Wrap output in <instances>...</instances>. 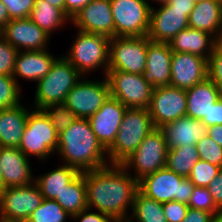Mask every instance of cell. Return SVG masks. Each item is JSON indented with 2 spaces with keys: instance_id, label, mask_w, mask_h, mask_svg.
Wrapping results in <instances>:
<instances>
[{
  "instance_id": "23",
  "label": "cell",
  "mask_w": 222,
  "mask_h": 222,
  "mask_svg": "<svg viewBox=\"0 0 222 222\" xmlns=\"http://www.w3.org/2000/svg\"><path fill=\"white\" fill-rule=\"evenodd\" d=\"M207 126L198 119L182 116L179 119L159 128L165 137L169 148L196 145L207 135Z\"/></svg>"
},
{
  "instance_id": "12",
  "label": "cell",
  "mask_w": 222,
  "mask_h": 222,
  "mask_svg": "<svg viewBox=\"0 0 222 222\" xmlns=\"http://www.w3.org/2000/svg\"><path fill=\"white\" fill-rule=\"evenodd\" d=\"M84 79L81 78L69 91L64 103L77 118L88 119L109 99L110 88L106 77L102 81Z\"/></svg>"
},
{
  "instance_id": "29",
  "label": "cell",
  "mask_w": 222,
  "mask_h": 222,
  "mask_svg": "<svg viewBox=\"0 0 222 222\" xmlns=\"http://www.w3.org/2000/svg\"><path fill=\"white\" fill-rule=\"evenodd\" d=\"M29 18L49 36L55 29H60L67 24L66 22H71V19L60 8L50 5L45 0H35V6Z\"/></svg>"
},
{
  "instance_id": "34",
  "label": "cell",
  "mask_w": 222,
  "mask_h": 222,
  "mask_svg": "<svg viewBox=\"0 0 222 222\" xmlns=\"http://www.w3.org/2000/svg\"><path fill=\"white\" fill-rule=\"evenodd\" d=\"M21 88L13 76L0 74V109H8L21 104Z\"/></svg>"
},
{
  "instance_id": "14",
  "label": "cell",
  "mask_w": 222,
  "mask_h": 222,
  "mask_svg": "<svg viewBox=\"0 0 222 222\" xmlns=\"http://www.w3.org/2000/svg\"><path fill=\"white\" fill-rule=\"evenodd\" d=\"M187 96L186 90L173 86L155 87L148 112L152 117L155 128L186 116Z\"/></svg>"
},
{
  "instance_id": "39",
  "label": "cell",
  "mask_w": 222,
  "mask_h": 222,
  "mask_svg": "<svg viewBox=\"0 0 222 222\" xmlns=\"http://www.w3.org/2000/svg\"><path fill=\"white\" fill-rule=\"evenodd\" d=\"M208 78L222 92V40H217L208 59Z\"/></svg>"
},
{
  "instance_id": "41",
  "label": "cell",
  "mask_w": 222,
  "mask_h": 222,
  "mask_svg": "<svg viewBox=\"0 0 222 222\" xmlns=\"http://www.w3.org/2000/svg\"><path fill=\"white\" fill-rule=\"evenodd\" d=\"M6 7L10 20L29 18L35 0H0Z\"/></svg>"
},
{
  "instance_id": "35",
  "label": "cell",
  "mask_w": 222,
  "mask_h": 222,
  "mask_svg": "<svg viewBox=\"0 0 222 222\" xmlns=\"http://www.w3.org/2000/svg\"><path fill=\"white\" fill-rule=\"evenodd\" d=\"M49 117L58 134L68 128L77 116L67 108L65 103L51 104L42 109Z\"/></svg>"
},
{
  "instance_id": "22",
  "label": "cell",
  "mask_w": 222,
  "mask_h": 222,
  "mask_svg": "<svg viewBox=\"0 0 222 222\" xmlns=\"http://www.w3.org/2000/svg\"><path fill=\"white\" fill-rule=\"evenodd\" d=\"M187 107L186 115L202 121L209 127V111L222 97L220 89L207 78L203 82L186 89Z\"/></svg>"
},
{
  "instance_id": "28",
  "label": "cell",
  "mask_w": 222,
  "mask_h": 222,
  "mask_svg": "<svg viewBox=\"0 0 222 222\" xmlns=\"http://www.w3.org/2000/svg\"><path fill=\"white\" fill-rule=\"evenodd\" d=\"M79 173L78 169L64 164L36 177L34 182L44 199L54 200Z\"/></svg>"
},
{
  "instance_id": "47",
  "label": "cell",
  "mask_w": 222,
  "mask_h": 222,
  "mask_svg": "<svg viewBox=\"0 0 222 222\" xmlns=\"http://www.w3.org/2000/svg\"><path fill=\"white\" fill-rule=\"evenodd\" d=\"M217 125H222V97L209 111V127Z\"/></svg>"
},
{
  "instance_id": "13",
  "label": "cell",
  "mask_w": 222,
  "mask_h": 222,
  "mask_svg": "<svg viewBox=\"0 0 222 222\" xmlns=\"http://www.w3.org/2000/svg\"><path fill=\"white\" fill-rule=\"evenodd\" d=\"M43 200L44 197L35 182L27 186L4 188L0 193L1 216L26 222Z\"/></svg>"
},
{
  "instance_id": "16",
  "label": "cell",
  "mask_w": 222,
  "mask_h": 222,
  "mask_svg": "<svg viewBox=\"0 0 222 222\" xmlns=\"http://www.w3.org/2000/svg\"><path fill=\"white\" fill-rule=\"evenodd\" d=\"M0 35L18 51H42L51 40L30 18L10 20Z\"/></svg>"
},
{
  "instance_id": "26",
  "label": "cell",
  "mask_w": 222,
  "mask_h": 222,
  "mask_svg": "<svg viewBox=\"0 0 222 222\" xmlns=\"http://www.w3.org/2000/svg\"><path fill=\"white\" fill-rule=\"evenodd\" d=\"M216 41L210 33L188 27L180 31L168 44L173 52L190 53L209 59Z\"/></svg>"
},
{
  "instance_id": "2",
  "label": "cell",
  "mask_w": 222,
  "mask_h": 222,
  "mask_svg": "<svg viewBox=\"0 0 222 222\" xmlns=\"http://www.w3.org/2000/svg\"><path fill=\"white\" fill-rule=\"evenodd\" d=\"M56 153L64 164L80 172L99 169L109 164L107 150L98 141L86 118H77L59 134Z\"/></svg>"
},
{
  "instance_id": "54",
  "label": "cell",
  "mask_w": 222,
  "mask_h": 222,
  "mask_svg": "<svg viewBox=\"0 0 222 222\" xmlns=\"http://www.w3.org/2000/svg\"><path fill=\"white\" fill-rule=\"evenodd\" d=\"M211 222H222V215L216 216Z\"/></svg>"
},
{
  "instance_id": "17",
  "label": "cell",
  "mask_w": 222,
  "mask_h": 222,
  "mask_svg": "<svg viewBox=\"0 0 222 222\" xmlns=\"http://www.w3.org/2000/svg\"><path fill=\"white\" fill-rule=\"evenodd\" d=\"M207 78L208 59L190 53H172L170 86L186 90Z\"/></svg>"
},
{
  "instance_id": "9",
  "label": "cell",
  "mask_w": 222,
  "mask_h": 222,
  "mask_svg": "<svg viewBox=\"0 0 222 222\" xmlns=\"http://www.w3.org/2000/svg\"><path fill=\"white\" fill-rule=\"evenodd\" d=\"M114 37L147 36L151 5L148 0H110Z\"/></svg>"
},
{
  "instance_id": "4",
  "label": "cell",
  "mask_w": 222,
  "mask_h": 222,
  "mask_svg": "<svg viewBox=\"0 0 222 222\" xmlns=\"http://www.w3.org/2000/svg\"><path fill=\"white\" fill-rule=\"evenodd\" d=\"M82 77L64 56L58 57L49 73L37 82L33 109L42 110L51 104L64 103L69 91Z\"/></svg>"
},
{
  "instance_id": "45",
  "label": "cell",
  "mask_w": 222,
  "mask_h": 222,
  "mask_svg": "<svg viewBox=\"0 0 222 222\" xmlns=\"http://www.w3.org/2000/svg\"><path fill=\"white\" fill-rule=\"evenodd\" d=\"M215 216L207 211L188 208L182 222H211Z\"/></svg>"
},
{
  "instance_id": "42",
  "label": "cell",
  "mask_w": 222,
  "mask_h": 222,
  "mask_svg": "<svg viewBox=\"0 0 222 222\" xmlns=\"http://www.w3.org/2000/svg\"><path fill=\"white\" fill-rule=\"evenodd\" d=\"M188 208L187 204L174 200L163 203V211L167 222H182Z\"/></svg>"
},
{
  "instance_id": "48",
  "label": "cell",
  "mask_w": 222,
  "mask_h": 222,
  "mask_svg": "<svg viewBox=\"0 0 222 222\" xmlns=\"http://www.w3.org/2000/svg\"><path fill=\"white\" fill-rule=\"evenodd\" d=\"M170 9L187 10V16L193 10L195 2L193 0H163Z\"/></svg>"
},
{
  "instance_id": "40",
  "label": "cell",
  "mask_w": 222,
  "mask_h": 222,
  "mask_svg": "<svg viewBox=\"0 0 222 222\" xmlns=\"http://www.w3.org/2000/svg\"><path fill=\"white\" fill-rule=\"evenodd\" d=\"M18 50L0 35V74L12 76Z\"/></svg>"
},
{
  "instance_id": "51",
  "label": "cell",
  "mask_w": 222,
  "mask_h": 222,
  "mask_svg": "<svg viewBox=\"0 0 222 222\" xmlns=\"http://www.w3.org/2000/svg\"><path fill=\"white\" fill-rule=\"evenodd\" d=\"M50 5L60 8L64 12V0H45Z\"/></svg>"
},
{
  "instance_id": "21",
  "label": "cell",
  "mask_w": 222,
  "mask_h": 222,
  "mask_svg": "<svg viewBox=\"0 0 222 222\" xmlns=\"http://www.w3.org/2000/svg\"><path fill=\"white\" fill-rule=\"evenodd\" d=\"M4 188L27 186L34 182L29 158L17 147H0Z\"/></svg>"
},
{
  "instance_id": "46",
  "label": "cell",
  "mask_w": 222,
  "mask_h": 222,
  "mask_svg": "<svg viewBox=\"0 0 222 222\" xmlns=\"http://www.w3.org/2000/svg\"><path fill=\"white\" fill-rule=\"evenodd\" d=\"M90 2L91 0H64V13L71 19Z\"/></svg>"
},
{
  "instance_id": "37",
  "label": "cell",
  "mask_w": 222,
  "mask_h": 222,
  "mask_svg": "<svg viewBox=\"0 0 222 222\" xmlns=\"http://www.w3.org/2000/svg\"><path fill=\"white\" fill-rule=\"evenodd\" d=\"M219 170V166L199 159L196 162V165L192 168L188 179L194 184V186L207 188L211 180L216 177Z\"/></svg>"
},
{
  "instance_id": "6",
  "label": "cell",
  "mask_w": 222,
  "mask_h": 222,
  "mask_svg": "<svg viewBox=\"0 0 222 222\" xmlns=\"http://www.w3.org/2000/svg\"><path fill=\"white\" fill-rule=\"evenodd\" d=\"M59 134L43 110L31 109L19 149L29 158L45 160L56 154Z\"/></svg>"
},
{
  "instance_id": "11",
  "label": "cell",
  "mask_w": 222,
  "mask_h": 222,
  "mask_svg": "<svg viewBox=\"0 0 222 222\" xmlns=\"http://www.w3.org/2000/svg\"><path fill=\"white\" fill-rule=\"evenodd\" d=\"M110 96L126 108H148L154 87L148 84L143 74L123 71H107Z\"/></svg>"
},
{
  "instance_id": "32",
  "label": "cell",
  "mask_w": 222,
  "mask_h": 222,
  "mask_svg": "<svg viewBox=\"0 0 222 222\" xmlns=\"http://www.w3.org/2000/svg\"><path fill=\"white\" fill-rule=\"evenodd\" d=\"M199 153L196 145L180 146L169 148L166 159V168L188 178L192 168L199 160Z\"/></svg>"
},
{
  "instance_id": "53",
  "label": "cell",
  "mask_w": 222,
  "mask_h": 222,
  "mask_svg": "<svg viewBox=\"0 0 222 222\" xmlns=\"http://www.w3.org/2000/svg\"><path fill=\"white\" fill-rule=\"evenodd\" d=\"M0 222H21V221H17V220H10V219H6V218H1Z\"/></svg>"
},
{
  "instance_id": "43",
  "label": "cell",
  "mask_w": 222,
  "mask_h": 222,
  "mask_svg": "<svg viewBox=\"0 0 222 222\" xmlns=\"http://www.w3.org/2000/svg\"><path fill=\"white\" fill-rule=\"evenodd\" d=\"M90 209L87 208L82 210L80 213L75 214L71 217L75 220H79L78 222H114L108 215L103 214L101 212H89Z\"/></svg>"
},
{
  "instance_id": "36",
  "label": "cell",
  "mask_w": 222,
  "mask_h": 222,
  "mask_svg": "<svg viewBox=\"0 0 222 222\" xmlns=\"http://www.w3.org/2000/svg\"><path fill=\"white\" fill-rule=\"evenodd\" d=\"M188 206L212 213L215 217L222 215V211L215 204L210 191L204 187L194 186Z\"/></svg>"
},
{
  "instance_id": "27",
  "label": "cell",
  "mask_w": 222,
  "mask_h": 222,
  "mask_svg": "<svg viewBox=\"0 0 222 222\" xmlns=\"http://www.w3.org/2000/svg\"><path fill=\"white\" fill-rule=\"evenodd\" d=\"M22 104L0 109V147H19L30 112Z\"/></svg>"
},
{
  "instance_id": "49",
  "label": "cell",
  "mask_w": 222,
  "mask_h": 222,
  "mask_svg": "<svg viewBox=\"0 0 222 222\" xmlns=\"http://www.w3.org/2000/svg\"><path fill=\"white\" fill-rule=\"evenodd\" d=\"M207 135L222 147V125L208 127Z\"/></svg>"
},
{
  "instance_id": "24",
  "label": "cell",
  "mask_w": 222,
  "mask_h": 222,
  "mask_svg": "<svg viewBox=\"0 0 222 222\" xmlns=\"http://www.w3.org/2000/svg\"><path fill=\"white\" fill-rule=\"evenodd\" d=\"M58 58L54 57L48 49L42 51H19L13 69V77L36 81L46 76L52 64Z\"/></svg>"
},
{
  "instance_id": "1",
  "label": "cell",
  "mask_w": 222,
  "mask_h": 222,
  "mask_svg": "<svg viewBox=\"0 0 222 222\" xmlns=\"http://www.w3.org/2000/svg\"><path fill=\"white\" fill-rule=\"evenodd\" d=\"M84 179L86 201L90 210L96 209L114 222L128 221L127 211H132L133 198L138 190V181L131 173L121 164H108L85 171Z\"/></svg>"
},
{
  "instance_id": "18",
  "label": "cell",
  "mask_w": 222,
  "mask_h": 222,
  "mask_svg": "<svg viewBox=\"0 0 222 222\" xmlns=\"http://www.w3.org/2000/svg\"><path fill=\"white\" fill-rule=\"evenodd\" d=\"M71 23L78 30L114 37V21L110 0H91L75 16Z\"/></svg>"
},
{
  "instance_id": "50",
  "label": "cell",
  "mask_w": 222,
  "mask_h": 222,
  "mask_svg": "<svg viewBox=\"0 0 222 222\" xmlns=\"http://www.w3.org/2000/svg\"><path fill=\"white\" fill-rule=\"evenodd\" d=\"M10 21L8 11L5 5L0 1V31L6 26Z\"/></svg>"
},
{
  "instance_id": "30",
  "label": "cell",
  "mask_w": 222,
  "mask_h": 222,
  "mask_svg": "<svg viewBox=\"0 0 222 222\" xmlns=\"http://www.w3.org/2000/svg\"><path fill=\"white\" fill-rule=\"evenodd\" d=\"M71 217L88 208L84 172H80L54 199Z\"/></svg>"
},
{
  "instance_id": "19",
  "label": "cell",
  "mask_w": 222,
  "mask_h": 222,
  "mask_svg": "<svg viewBox=\"0 0 222 222\" xmlns=\"http://www.w3.org/2000/svg\"><path fill=\"white\" fill-rule=\"evenodd\" d=\"M127 108L116 98L109 97L88 121L98 141L107 150L114 142Z\"/></svg>"
},
{
  "instance_id": "52",
  "label": "cell",
  "mask_w": 222,
  "mask_h": 222,
  "mask_svg": "<svg viewBox=\"0 0 222 222\" xmlns=\"http://www.w3.org/2000/svg\"><path fill=\"white\" fill-rule=\"evenodd\" d=\"M4 189L3 186V180H2V163H1V158H0V193Z\"/></svg>"
},
{
  "instance_id": "33",
  "label": "cell",
  "mask_w": 222,
  "mask_h": 222,
  "mask_svg": "<svg viewBox=\"0 0 222 222\" xmlns=\"http://www.w3.org/2000/svg\"><path fill=\"white\" fill-rule=\"evenodd\" d=\"M67 217L71 218L55 200L44 199L26 222H66Z\"/></svg>"
},
{
  "instance_id": "15",
  "label": "cell",
  "mask_w": 222,
  "mask_h": 222,
  "mask_svg": "<svg viewBox=\"0 0 222 222\" xmlns=\"http://www.w3.org/2000/svg\"><path fill=\"white\" fill-rule=\"evenodd\" d=\"M153 1L159 2L160 6L155 9L151 5L147 36L152 41L169 43L180 31L189 27L187 10L170 9L163 0Z\"/></svg>"
},
{
  "instance_id": "44",
  "label": "cell",
  "mask_w": 222,
  "mask_h": 222,
  "mask_svg": "<svg viewBox=\"0 0 222 222\" xmlns=\"http://www.w3.org/2000/svg\"><path fill=\"white\" fill-rule=\"evenodd\" d=\"M207 189L210 191L215 204L222 211V167L220 168L216 177L211 180Z\"/></svg>"
},
{
  "instance_id": "31",
  "label": "cell",
  "mask_w": 222,
  "mask_h": 222,
  "mask_svg": "<svg viewBox=\"0 0 222 222\" xmlns=\"http://www.w3.org/2000/svg\"><path fill=\"white\" fill-rule=\"evenodd\" d=\"M131 216L127 222H167L163 211V203L149 198L139 190L135 192Z\"/></svg>"
},
{
  "instance_id": "25",
  "label": "cell",
  "mask_w": 222,
  "mask_h": 222,
  "mask_svg": "<svg viewBox=\"0 0 222 222\" xmlns=\"http://www.w3.org/2000/svg\"><path fill=\"white\" fill-rule=\"evenodd\" d=\"M189 27L202 30L222 40V0L195 2L189 15Z\"/></svg>"
},
{
  "instance_id": "38",
  "label": "cell",
  "mask_w": 222,
  "mask_h": 222,
  "mask_svg": "<svg viewBox=\"0 0 222 222\" xmlns=\"http://www.w3.org/2000/svg\"><path fill=\"white\" fill-rule=\"evenodd\" d=\"M199 158L210 164L222 167V147L208 135L196 143Z\"/></svg>"
},
{
  "instance_id": "8",
  "label": "cell",
  "mask_w": 222,
  "mask_h": 222,
  "mask_svg": "<svg viewBox=\"0 0 222 222\" xmlns=\"http://www.w3.org/2000/svg\"><path fill=\"white\" fill-rule=\"evenodd\" d=\"M168 150L163 132L156 128L121 165L127 171L133 168L135 175H131L139 181L144 176L166 167Z\"/></svg>"
},
{
  "instance_id": "10",
  "label": "cell",
  "mask_w": 222,
  "mask_h": 222,
  "mask_svg": "<svg viewBox=\"0 0 222 222\" xmlns=\"http://www.w3.org/2000/svg\"><path fill=\"white\" fill-rule=\"evenodd\" d=\"M149 40L148 36L112 37L109 42L108 71L143 74Z\"/></svg>"
},
{
  "instance_id": "3",
  "label": "cell",
  "mask_w": 222,
  "mask_h": 222,
  "mask_svg": "<svg viewBox=\"0 0 222 222\" xmlns=\"http://www.w3.org/2000/svg\"><path fill=\"white\" fill-rule=\"evenodd\" d=\"M154 129L147 108H127L116 138L107 149L109 164H122Z\"/></svg>"
},
{
  "instance_id": "20",
  "label": "cell",
  "mask_w": 222,
  "mask_h": 222,
  "mask_svg": "<svg viewBox=\"0 0 222 222\" xmlns=\"http://www.w3.org/2000/svg\"><path fill=\"white\" fill-rule=\"evenodd\" d=\"M172 53L166 42L149 40L144 80L151 86H170Z\"/></svg>"
},
{
  "instance_id": "5",
  "label": "cell",
  "mask_w": 222,
  "mask_h": 222,
  "mask_svg": "<svg viewBox=\"0 0 222 222\" xmlns=\"http://www.w3.org/2000/svg\"><path fill=\"white\" fill-rule=\"evenodd\" d=\"M110 39L102 34L78 30L70 51L64 57L83 77L90 71H95L101 67L106 76L109 64Z\"/></svg>"
},
{
  "instance_id": "7",
  "label": "cell",
  "mask_w": 222,
  "mask_h": 222,
  "mask_svg": "<svg viewBox=\"0 0 222 222\" xmlns=\"http://www.w3.org/2000/svg\"><path fill=\"white\" fill-rule=\"evenodd\" d=\"M194 184L166 167L144 176L138 181V190L157 202H182L188 205Z\"/></svg>"
}]
</instances>
